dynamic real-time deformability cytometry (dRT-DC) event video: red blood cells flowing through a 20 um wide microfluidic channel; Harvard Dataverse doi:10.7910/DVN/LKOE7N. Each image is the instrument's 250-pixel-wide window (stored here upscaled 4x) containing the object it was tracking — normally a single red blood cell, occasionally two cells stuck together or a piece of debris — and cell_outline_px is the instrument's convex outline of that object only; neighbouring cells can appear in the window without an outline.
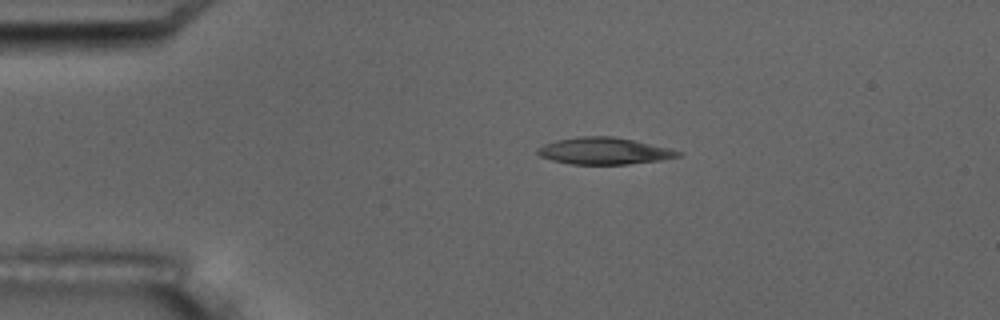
{"species": "common noctule bat (a hibernating species)", "species_latin": "Nyctalus noctula", "temperature_condition": "room temperature", "stored_images_in_passage": 4, "camera_frame_rate_fps": 3000, "um_per_image_px": 0.085, "animal": {"sex": "male", "body_mass_g": 17.5, "forearm_length_mm": 52.3}, "frame": {"image": 1, "passage_image": 2, "time_ms": 1.333, "image_size_px": [1000, 320], "cell_outline_px": [[684, 152], [680, 156], [660, 160], [628, 164], [572, 164], [552, 160], [540, 156], [536, 152], [536, 148], [544, 144], [556, 140], [580, 136], [612, 136], [632, 140], [668, 148]], "centroid_in_image_um": [51.32, 12.83], "position_along_channel_um": 33.7, "area_um2": 21.79}}